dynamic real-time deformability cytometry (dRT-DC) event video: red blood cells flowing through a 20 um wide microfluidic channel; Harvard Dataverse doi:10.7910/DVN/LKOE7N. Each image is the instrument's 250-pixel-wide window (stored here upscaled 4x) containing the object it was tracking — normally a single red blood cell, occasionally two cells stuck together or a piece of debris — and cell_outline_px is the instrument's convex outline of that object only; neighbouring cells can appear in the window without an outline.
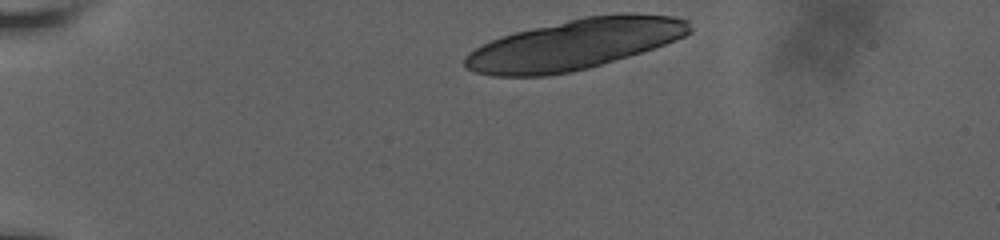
{"species": "human", "species_latin": "Homo sapiens", "temperature_condition": "room temperature", "stored_images_in_passage": 12, "camera_frame_rate_fps": 3000, "um_per_image_px": 0.085, "donor": {"sex": "male"}, "frame": {"image": 1, "passage_image": 1, "time_ms": 0.0, "image_size_px": [1000, 240], "cell_outline_px": [[692, 32], [676, 40], [628, 56], [588, 68], [572, 72], [544, 76], [492, 76], [476, 72], [468, 68], [464, 64], [464, 56], [468, 52], [500, 36], [532, 28], [584, 16], [620, 12], [628, 12], [672, 16], [688, 20], [692, 28]], "centroid_in_image_um": [48.86, 3.75], "position_along_channel_um": 36.1, "area_um2": 65.89}}